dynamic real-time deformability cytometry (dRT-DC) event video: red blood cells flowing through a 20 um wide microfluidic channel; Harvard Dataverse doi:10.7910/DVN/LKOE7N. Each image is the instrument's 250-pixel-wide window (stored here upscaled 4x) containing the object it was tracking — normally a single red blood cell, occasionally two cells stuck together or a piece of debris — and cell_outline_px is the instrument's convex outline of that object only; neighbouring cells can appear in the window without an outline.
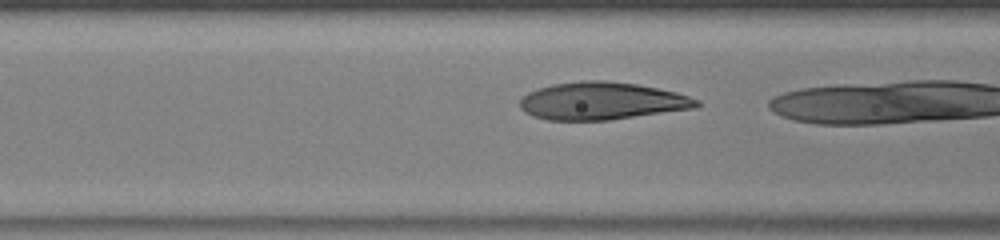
{"species": "human", "species_latin": "Homo sapiens", "temperature_condition": "warm", "stored_images_in_passage": 12, "camera_frame_rate_fps": 3000, "um_per_image_px": 0.085, "donor": {"sex": "male"}, "frame": {"image": 1, "passage_image": 11, "time_ms": 3.333, "image_size_px": [1000, 240], "cell_outline_px": [[700, 104], [696, 108], [608, 120], [548, 120], [532, 116], [524, 112], [520, 108], [520, 100], [528, 92], [536, 88], [552, 84], [584, 80], [608, 80], [636, 84], [676, 92], [700, 100]], "centroid_in_image_um": [51.13, 8.58], "position_along_channel_um": 115.5, "area_um2": 38.78}}